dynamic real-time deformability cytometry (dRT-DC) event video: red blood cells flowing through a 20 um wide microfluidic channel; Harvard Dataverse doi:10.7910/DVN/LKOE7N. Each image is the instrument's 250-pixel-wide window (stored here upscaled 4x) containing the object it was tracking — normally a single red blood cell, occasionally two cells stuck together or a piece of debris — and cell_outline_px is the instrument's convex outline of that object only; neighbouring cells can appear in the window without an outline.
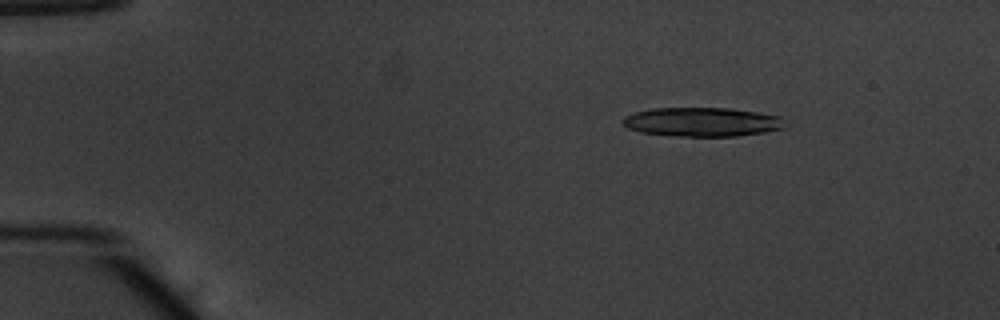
{"species": "common noctule bat (a hibernating species)", "species_latin": "Nyctalus noctula", "temperature_condition": "warm", "stored_images_in_passage": 17, "camera_frame_rate_fps": 3000, "um_per_image_px": 0.085, "animal": {"sex": "male", "body_mass_g": 20.1, "forearm_length_mm": 53.5}, "frame": {"image": 1, "passage_image": 8, "time_ms": 2.333, "image_size_px": [1000, 320], "cell_outline_px": [[784, 128], [764, 132], [736, 136], [680, 136], [640, 132], [628, 128], [620, 124], [620, 120], [624, 116], [636, 112], [652, 108], [732, 108], [780, 116]], "centroid_in_image_um": [59.61, 10.36], "position_along_channel_um": 25.4, "area_um2": 27.4}}
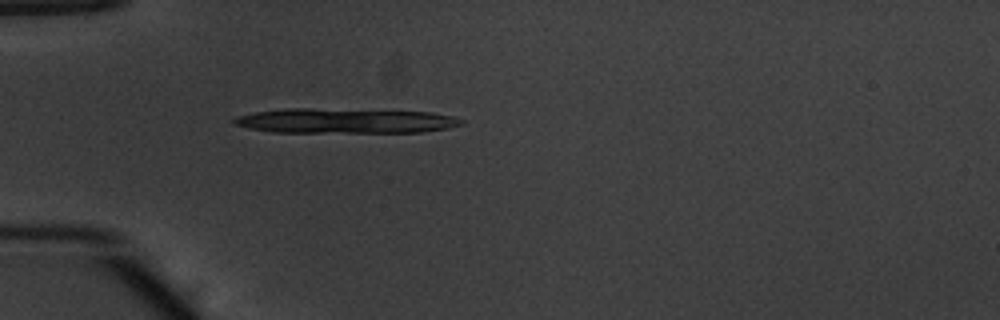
{"frame": {"image": 2, "passage_image": 16, "time_ms": 5.0, "image_size_px": [1000, 320], "cell_outline_px": [[464, 124], [448, 128], [420, 132], [272, 132], [248, 128], [232, 124], [232, 120], [236, 116], [252, 112], [288, 108], [312, 108], [432, 112], [452, 116], [464, 120]], "centroid_in_image_um": [29.3, 10.27], "position_along_channel_um": 55.7, "area_um2": 33.12}}